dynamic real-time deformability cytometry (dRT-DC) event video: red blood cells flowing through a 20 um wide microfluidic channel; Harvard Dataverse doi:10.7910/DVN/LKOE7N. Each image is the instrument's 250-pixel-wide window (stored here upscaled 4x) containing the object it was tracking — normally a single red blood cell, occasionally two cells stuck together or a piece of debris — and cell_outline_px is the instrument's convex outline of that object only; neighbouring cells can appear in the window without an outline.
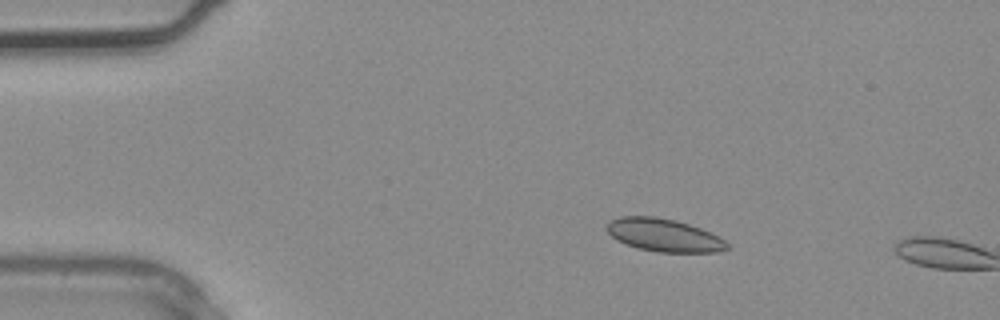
{"species": "common noctule bat (a hibernating species)", "species_latin": "Nyctalus noctula", "temperature_condition": "warm", "stored_images_in_passage": 2, "camera_frame_rate_fps": 3000, "um_per_image_px": 0.085, "animal": {"sex": "male", "body_mass_g": 20.4}, "frame": {"image": 1, "passage_image": 1, "time_ms": 0.0, "image_size_px": [1000, 320], "cell_outline_px": [[732, 248], [720, 252], [656, 252], [636, 248], [616, 240], [608, 232], [608, 224], [612, 220], [620, 216], [656, 216], [676, 220], [700, 228], [724, 240]], "centroid_in_image_um": [56.45, 20.0], "position_along_channel_um": 28.6, "area_um2": 23.0}}